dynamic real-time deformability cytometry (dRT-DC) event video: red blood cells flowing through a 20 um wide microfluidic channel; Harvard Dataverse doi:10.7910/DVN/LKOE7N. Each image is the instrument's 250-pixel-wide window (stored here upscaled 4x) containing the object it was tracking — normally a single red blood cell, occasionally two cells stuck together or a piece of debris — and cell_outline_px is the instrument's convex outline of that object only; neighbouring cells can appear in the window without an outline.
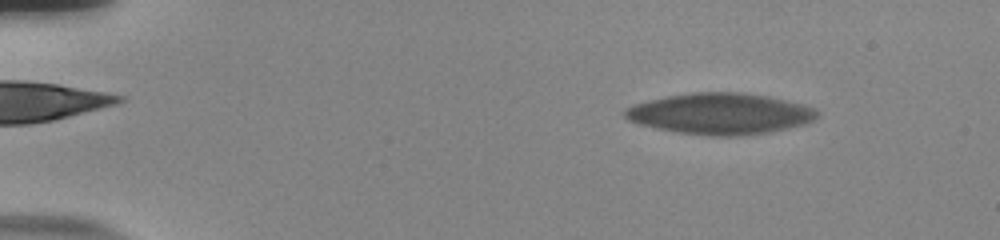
{"species": "human", "species_latin": "Homo sapiens", "temperature_condition": "room temperature", "stored_images_in_passage": 57, "camera_frame_rate_fps": 3000, "um_per_image_px": 0.085, "donor": {"sex": "male"}, "frame": {"image": 1, "passage_image": 7, "time_ms": 2.0, "image_size_px": [1000, 240], "cell_outline_px": [[816, 116], [812, 120], [800, 124], [768, 132], [740, 136], [708, 136], [676, 132], [656, 128], [640, 124], [628, 120], [624, 116], [624, 112], [628, 108], [636, 104], [668, 96], [696, 92], [732, 92], [760, 96], [780, 100], [812, 108], [816, 112]], "centroid_in_image_um": [61.11, 9.69], "position_along_channel_um": 23.9, "area_um2": 44.68}}
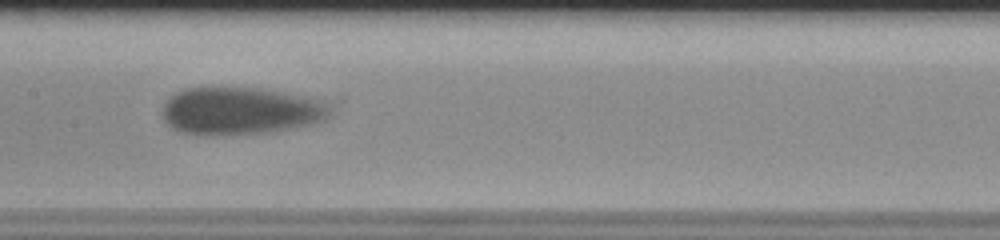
{"frame": {"image": 2, "passage_image": 30, "time_ms": 9.667, "image_size_px": [1000, 240], "cell_outline_px": [[332, 116], [324, 120], [312, 124], [272, 132], [236, 136], [208, 136], [180, 132], [172, 128], [164, 120], [164, 104], [172, 96], [188, 88], [252, 88], [276, 92], [316, 100], [332, 104]], "centroid_in_image_um": [20.45, 9.48], "position_along_channel_um": 186.9, "area_um2": 46.3}}
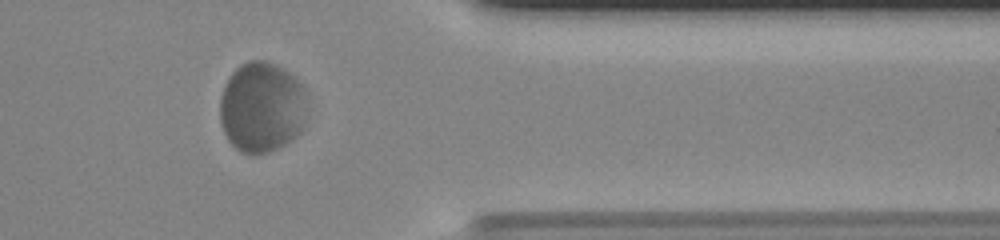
{"frame": {"image": 3, "passage_image": 48, "time_ms": 15.667, "image_size_px": [1000, 240], "cell_outline_px": [[304, 92], [300, 132], [284, 144], [268, 152], [240, 152], [228, 140], [224, 132], [220, 120], [220, 96], [224, 84], [228, 76], [240, 64], [248, 60], [264, 60], [276, 64], [284, 68], [300, 84]], "centroid_in_image_um": [22.16, 9.07], "position_along_channel_um": 389.2, "area_um2": 45.26}, "authors_computed_cell_mechanics": {"area_um2": 45.7776, "velocity_mm_per_s": 3.5402, "shape_relaxation_time_tau1_ms": 2.6112, "shape_relaxation_time_tau2_ms": null, "deformation_change_tau1": 0.0946, "deformation_change_tau2": null}}